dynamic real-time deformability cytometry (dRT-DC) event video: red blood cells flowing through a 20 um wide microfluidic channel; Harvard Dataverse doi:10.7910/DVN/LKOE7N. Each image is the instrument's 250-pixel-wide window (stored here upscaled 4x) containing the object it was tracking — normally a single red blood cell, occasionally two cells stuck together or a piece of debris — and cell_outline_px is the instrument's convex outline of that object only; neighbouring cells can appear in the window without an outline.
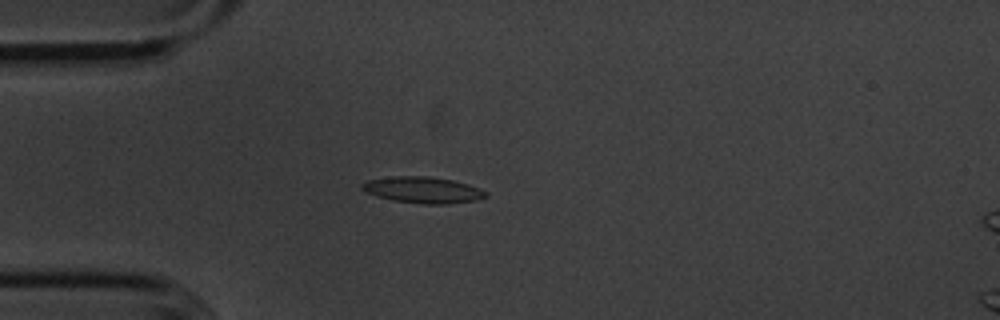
{"species": "common noctule bat (a hibernating species)", "species_latin": "Nyctalus noctula", "temperature_condition": "cold", "stored_images_in_passage": 56, "camera_frame_rate_fps": 3000, "um_per_image_px": 0.085, "animal": {"sex": "male", "body_mass_g": 20.1, "forearm_length_mm": 53.5}, "frame": {"image": 1, "passage_image": 15, "time_ms": 4.667, "image_size_px": [1000, 320], "cell_outline_px": [[488, 196], [476, 200], [448, 204], [424, 204], [392, 200], [376, 196], [360, 188], [360, 184], [368, 180], [388, 176], [428, 176], [452, 180], [468, 184], [480, 188], [488, 192]], "centroid_in_image_um": [35.95, 16.14], "position_along_channel_um": 49.1, "area_um2": 19.07}}
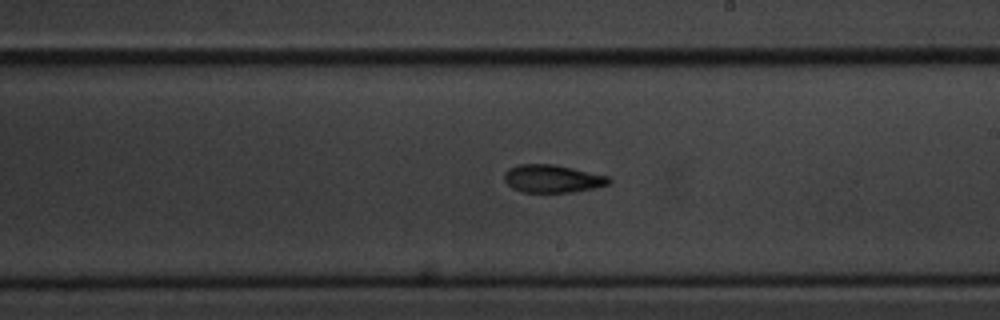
{"frame": {"image": 2, "passage_image": 32, "time_ms": 10.333, "image_size_px": [1000, 320], "cell_outline_px": [[612, 180], [608, 184], [592, 188], [572, 192], [520, 192], [512, 188], [504, 180], [504, 172], [508, 168], [516, 164], [552, 164], [572, 168], [608, 176]], "centroid_in_image_um": [46.9, 15.18], "position_along_channel_um": 242.1, "area_um2": 16.94}}
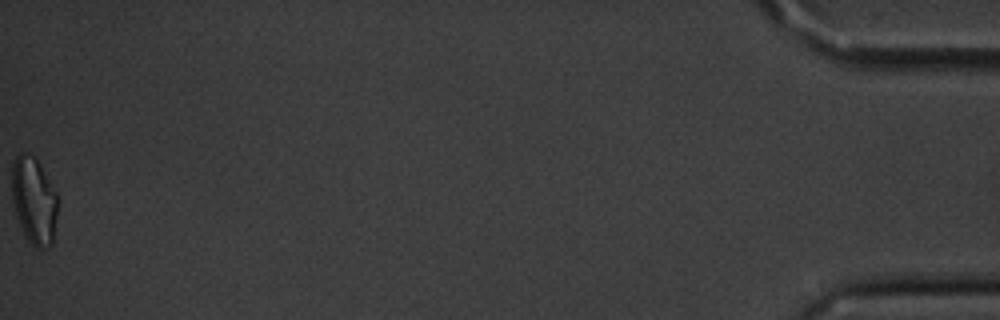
{"frame": {"image": 3, "passage_image": 56, "time_ms": 18.333, "image_size_px": [1000, 320], "cell_outline_px": [[60, 200], [52, 244], [48, 248], [36, 248], [28, 240], [16, 216], [12, 204], [12, 164], [16, 156], [20, 152], [28, 152], [36, 156], [56, 192]], "centroid_in_image_um": [2.91, 17.02], "position_along_channel_um": 432.3, "area_um2": 23.81}, "authors_computed_cell_mechanics": {"area_um2": 17.4845, "velocity_mm_per_s": 3.6055, "shape_relaxation_time_tau1_ms": 8.5498, "shape_relaxation_time_tau2_ms": 4.7269, "deformation_change_tau1": 0.1953, "deformation_change_tau2": 0.1208}}